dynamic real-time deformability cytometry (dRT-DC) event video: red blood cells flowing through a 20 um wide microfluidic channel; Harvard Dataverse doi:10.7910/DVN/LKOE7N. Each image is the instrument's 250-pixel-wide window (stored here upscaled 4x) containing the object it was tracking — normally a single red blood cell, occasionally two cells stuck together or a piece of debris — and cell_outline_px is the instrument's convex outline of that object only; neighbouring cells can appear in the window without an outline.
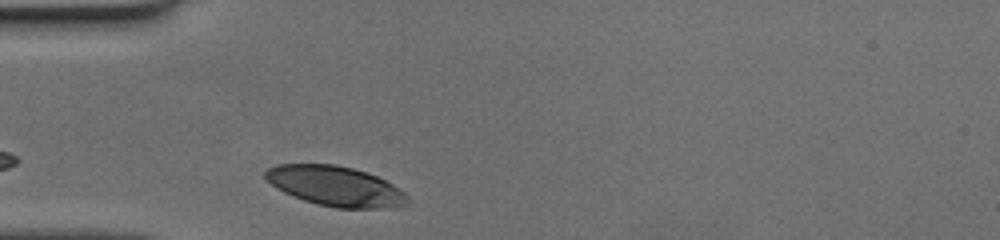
{"species": "human", "species_latin": "Homo sapiens", "temperature_condition": "cold", "stored_images_in_passage": 24, "camera_frame_rate_fps": 3000, "um_per_image_px": 0.085, "donor": {"sex": "female"}, "frame": {"image": 1, "passage_image": 1, "time_ms": 0.0, "image_size_px": [1000, 240], "cell_outline_px": [[408, 204], [388, 208], [336, 208], [316, 204], [292, 196], [276, 188], [264, 176], [264, 172], [268, 168], [276, 164], [336, 164], [368, 172], [392, 184], [404, 192], [408, 196]], "centroid_in_image_um": [28.5, 15.82], "position_along_channel_um": 56.5, "area_um2": 33.12}}
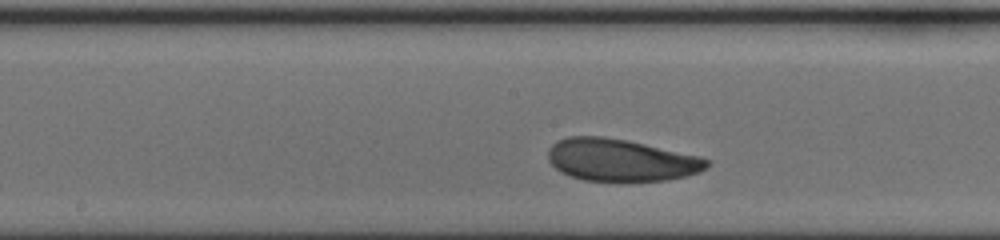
{"frame": {"image": 2, "passage_image": 9, "time_ms": 2.667, "image_size_px": [1000, 240], "cell_outline_px": [[708, 168], [700, 172], [668, 180], [584, 180], [568, 176], [560, 172], [548, 160], [548, 148], [552, 144], [568, 136], [600, 136], [628, 140], [700, 156], [708, 160]], "centroid_in_image_um": [52.75, 13.59], "position_along_channel_um": 195.4, "area_um2": 38.9}}
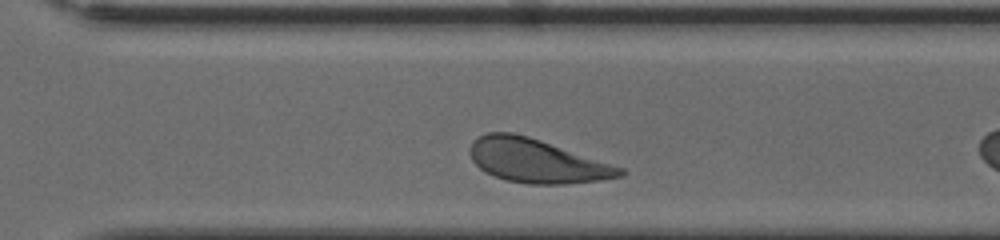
{"frame": {"image": 3, "passage_image": 19, "time_ms": 6.0, "image_size_px": [1000, 240], "cell_outline_px": [[628, 172], [624, 176], [600, 180], [564, 184], [528, 184], [508, 180], [492, 176], [484, 172], [472, 160], [468, 152], [468, 148], [472, 140], [488, 132], [512, 132], [528, 136], [624, 168]], "centroid_in_image_um": [45.59, 13.67], "position_along_channel_um": 325.0, "area_um2": 38.32}}